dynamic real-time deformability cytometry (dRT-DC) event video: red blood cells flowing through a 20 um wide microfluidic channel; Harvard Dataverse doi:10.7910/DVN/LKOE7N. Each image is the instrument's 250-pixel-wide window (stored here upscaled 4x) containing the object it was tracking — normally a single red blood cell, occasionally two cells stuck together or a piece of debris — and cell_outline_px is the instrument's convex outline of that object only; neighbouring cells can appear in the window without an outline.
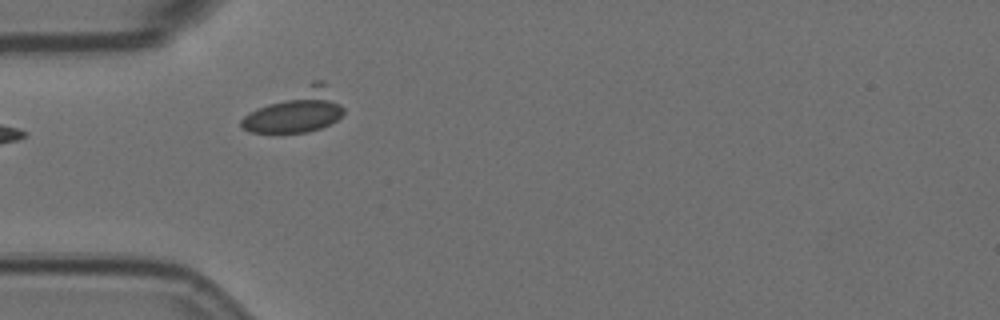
{"species": "Egyptian fruit bat (a non-hibernating species)", "species_latin": "Rousettus aegyptiacus", "temperature_condition": "room temperature", "stored_images_in_passage": 8, "camera_frame_rate_fps": 3000, "um_per_image_px": 0.085, "animal": {"sex": "female"}, "frame": {"image": 1, "passage_image": 4, "time_ms": 1.0, "image_size_px": [1000, 320], "cell_outline_px": [[344, 112], [336, 120], [320, 128], [308, 132], [248, 132], [240, 124], [240, 120], [244, 116], [256, 108], [312, 80], [324, 80], [344, 108]], "centroid_in_image_um": [25.18, 9.4], "position_along_channel_um": 59.8, "area_um2": 25.26}}
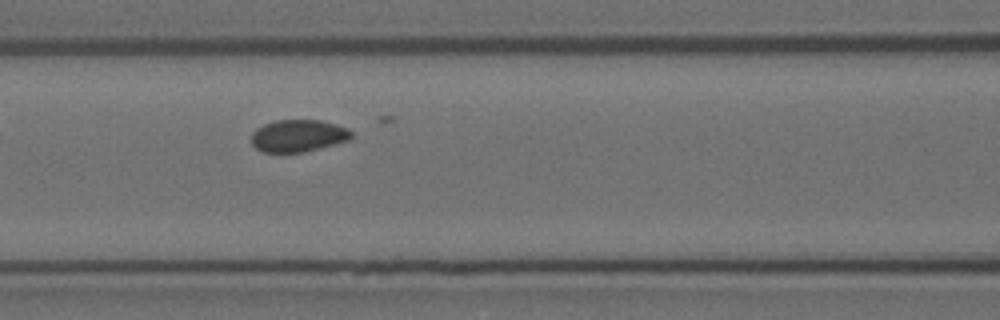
{"frame": {"image": 2, "passage_image": 6, "time_ms": 1.667, "image_size_px": [1000, 320], "cell_outline_px": [[352, 136], [348, 140], [304, 152], [264, 152], [256, 148], [252, 144], [252, 132], [256, 128], [264, 124], [276, 120], [320, 120], [336, 124], [348, 128], [352, 132]], "centroid_in_image_um": [25.34, 11.53], "position_along_channel_um": 141.3, "area_um2": 18.67}}
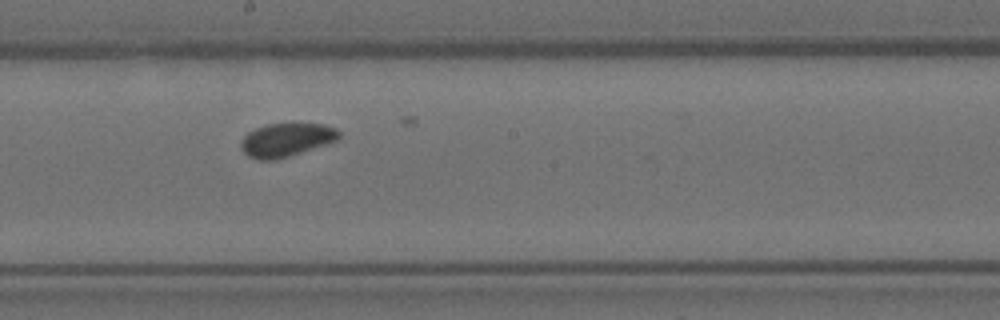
{"frame": {"image": 3, "passage_image": 8, "time_ms": 2.333, "image_size_px": [1000, 320], "cell_outline_px": [[340, 136], [336, 140], [276, 160], [260, 160], [248, 156], [244, 152], [240, 144], [240, 140], [248, 132], [264, 124], [324, 124], [336, 128], [340, 132]], "centroid_in_image_um": [24.29, 11.88], "position_along_channel_um": 223.9, "area_um2": 18.84}}